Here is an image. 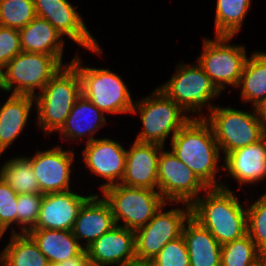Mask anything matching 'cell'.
<instances>
[{
  "instance_id": "obj_17",
  "label": "cell",
  "mask_w": 266,
  "mask_h": 266,
  "mask_svg": "<svg viewBox=\"0 0 266 266\" xmlns=\"http://www.w3.org/2000/svg\"><path fill=\"white\" fill-rule=\"evenodd\" d=\"M163 147L134 140L127 149L125 173L120 184L158 190V159Z\"/></svg>"
},
{
  "instance_id": "obj_34",
  "label": "cell",
  "mask_w": 266,
  "mask_h": 266,
  "mask_svg": "<svg viewBox=\"0 0 266 266\" xmlns=\"http://www.w3.org/2000/svg\"><path fill=\"white\" fill-rule=\"evenodd\" d=\"M17 197L18 194L0 178V229L4 234L11 227V233H18L13 228L17 226Z\"/></svg>"
},
{
  "instance_id": "obj_16",
  "label": "cell",
  "mask_w": 266,
  "mask_h": 266,
  "mask_svg": "<svg viewBox=\"0 0 266 266\" xmlns=\"http://www.w3.org/2000/svg\"><path fill=\"white\" fill-rule=\"evenodd\" d=\"M91 266H130L137 261L135 231L116 225L86 248Z\"/></svg>"
},
{
  "instance_id": "obj_40",
  "label": "cell",
  "mask_w": 266,
  "mask_h": 266,
  "mask_svg": "<svg viewBox=\"0 0 266 266\" xmlns=\"http://www.w3.org/2000/svg\"><path fill=\"white\" fill-rule=\"evenodd\" d=\"M4 67L0 64V91H3Z\"/></svg>"
},
{
  "instance_id": "obj_12",
  "label": "cell",
  "mask_w": 266,
  "mask_h": 266,
  "mask_svg": "<svg viewBox=\"0 0 266 266\" xmlns=\"http://www.w3.org/2000/svg\"><path fill=\"white\" fill-rule=\"evenodd\" d=\"M207 189L172 150L162 148L158 159V192L167 203L191 205Z\"/></svg>"
},
{
  "instance_id": "obj_21",
  "label": "cell",
  "mask_w": 266,
  "mask_h": 266,
  "mask_svg": "<svg viewBox=\"0 0 266 266\" xmlns=\"http://www.w3.org/2000/svg\"><path fill=\"white\" fill-rule=\"evenodd\" d=\"M105 115L89 99L81 95L76 100L64 125L58 131L61 134V141L68 139L79 143L86 138L85 143H87L95 140L94 136L98 133V129L105 127Z\"/></svg>"
},
{
  "instance_id": "obj_7",
  "label": "cell",
  "mask_w": 266,
  "mask_h": 266,
  "mask_svg": "<svg viewBox=\"0 0 266 266\" xmlns=\"http://www.w3.org/2000/svg\"><path fill=\"white\" fill-rule=\"evenodd\" d=\"M101 192L110 205L115 224L133 231L145 226L167 203L158 190L120 183L106 187Z\"/></svg>"
},
{
  "instance_id": "obj_24",
  "label": "cell",
  "mask_w": 266,
  "mask_h": 266,
  "mask_svg": "<svg viewBox=\"0 0 266 266\" xmlns=\"http://www.w3.org/2000/svg\"><path fill=\"white\" fill-rule=\"evenodd\" d=\"M19 35L22 51L52 55L63 61L66 38L47 20L36 16L19 30Z\"/></svg>"
},
{
  "instance_id": "obj_11",
  "label": "cell",
  "mask_w": 266,
  "mask_h": 266,
  "mask_svg": "<svg viewBox=\"0 0 266 266\" xmlns=\"http://www.w3.org/2000/svg\"><path fill=\"white\" fill-rule=\"evenodd\" d=\"M177 204L184 207L164 211L166 203L145 226L135 231L137 261L151 262L168 242L182 236L184 224L191 216V205Z\"/></svg>"
},
{
  "instance_id": "obj_27",
  "label": "cell",
  "mask_w": 266,
  "mask_h": 266,
  "mask_svg": "<svg viewBox=\"0 0 266 266\" xmlns=\"http://www.w3.org/2000/svg\"><path fill=\"white\" fill-rule=\"evenodd\" d=\"M1 266H50L46 256L28 233H11L0 252Z\"/></svg>"
},
{
  "instance_id": "obj_22",
  "label": "cell",
  "mask_w": 266,
  "mask_h": 266,
  "mask_svg": "<svg viewBox=\"0 0 266 266\" xmlns=\"http://www.w3.org/2000/svg\"><path fill=\"white\" fill-rule=\"evenodd\" d=\"M33 105V96L14 94H10L3 105L0 103V157L28 124Z\"/></svg>"
},
{
  "instance_id": "obj_25",
  "label": "cell",
  "mask_w": 266,
  "mask_h": 266,
  "mask_svg": "<svg viewBox=\"0 0 266 266\" xmlns=\"http://www.w3.org/2000/svg\"><path fill=\"white\" fill-rule=\"evenodd\" d=\"M28 234L46 256L50 266L73 258L84 250L70 230L31 229Z\"/></svg>"
},
{
  "instance_id": "obj_3",
  "label": "cell",
  "mask_w": 266,
  "mask_h": 266,
  "mask_svg": "<svg viewBox=\"0 0 266 266\" xmlns=\"http://www.w3.org/2000/svg\"><path fill=\"white\" fill-rule=\"evenodd\" d=\"M81 95L80 76L69 62L34 97L38 128L46 135L58 132Z\"/></svg>"
},
{
  "instance_id": "obj_26",
  "label": "cell",
  "mask_w": 266,
  "mask_h": 266,
  "mask_svg": "<svg viewBox=\"0 0 266 266\" xmlns=\"http://www.w3.org/2000/svg\"><path fill=\"white\" fill-rule=\"evenodd\" d=\"M237 87L242 102L252 107L266 97V52L253 51L247 58Z\"/></svg>"
},
{
  "instance_id": "obj_37",
  "label": "cell",
  "mask_w": 266,
  "mask_h": 266,
  "mask_svg": "<svg viewBox=\"0 0 266 266\" xmlns=\"http://www.w3.org/2000/svg\"><path fill=\"white\" fill-rule=\"evenodd\" d=\"M51 266H91V264L87 251L84 249L79 255Z\"/></svg>"
},
{
  "instance_id": "obj_23",
  "label": "cell",
  "mask_w": 266,
  "mask_h": 266,
  "mask_svg": "<svg viewBox=\"0 0 266 266\" xmlns=\"http://www.w3.org/2000/svg\"><path fill=\"white\" fill-rule=\"evenodd\" d=\"M182 236L188 250L190 266H221L222 245L192 216L184 224Z\"/></svg>"
},
{
  "instance_id": "obj_15",
  "label": "cell",
  "mask_w": 266,
  "mask_h": 266,
  "mask_svg": "<svg viewBox=\"0 0 266 266\" xmlns=\"http://www.w3.org/2000/svg\"><path fill=\"white\" fill-rule=\"evenodd\" d=\"M73 150H63L62 145L38 150L29 157L42 194L72 190L71 172L75 159Z\"/></svg>"
},
{
  "instance_id": "obj_2",
  "label": "cell",
  "mask_w": 266,
  "mask_h": 266,
  "mask_svg": "<svg viewBox=\"0 0 266 266\" xmlns=\"http://www.w3.org/2000/svg\"><path fill=\"white\" fill-rule=\"evenodd\" d=\"M170 143L171 150L177 158L208 188L221 187L222 182L216 178V174L223 169V164L218 163L223 159L212 128L204 118H191Z\"/></svg>"
},
{
  "instance_id": "obj_33",
  "label": "cell",
  "mask_w": 266,
  "mask_h": 266,
  "mask_svg": "<svg viewBox=\"0 0 266 266\" xmlns=\"http://www.w3.org/2000/svg\"><path fill=\"white\" fill-rule=\"evenodd\" d=\"M42 199L43 194H18L17 225L20 228L19 233H28L36 226Z\"/></svg>"
},
{
  "instance_id": "obj_10",
  "label": "cell",
  "mask_w": 266,
  "mask_h": 266,
  "mask_svg": "<svg viewBox=\"0 0 266 266\" xmlns=\"http://www.w3.org/2000/svg\"><path fill=\"white\" fill-rule=\"evenodd\" d=\"M233 37L215 35L214 39L204 38L203 51L197 59V63L221 92L228 86L237 88L248 58L245 46L229 43Z\"/></svg>"
},
{
  "instance_id": "obj_13",
  "label": "cell",
  "mask_w": 266,
  "mask_h": 266,
  "mask_svg": "<svg viewBox=\"0 0 266 266\" xmlns=\"http://www.w3.org/2000/svg\"><path fill=\"white\" fill-rule=\"evenodd\" d=\"M36 16L47 20L62 37L101 56L102 48L88 30L77 6L68 0H33Z\"/></svg>"
},
{
  "instance_id": "obj_19",
  "label": "cell",
  "mask_w": 266,
  "mask_h": 266,
  "mask_svg": "<svg viewBox=\"0 0 266 266\" xmlns=\"http://www.w3.org/2000/svg\"><path fill=\"white\" fill-rule=\"evenodd\" d=\"M222 171L239 183L238 190L245 184L266 181V135L257 143L228 153Z\"/></svg>"
},
{
  "instance_id": "obj_36",
  "label": "cell",
  "mask_w": 266,
  "mask_h": 266,
  "mask_svg": "<svg viewBox=\"0 0 266 266\" xmlns=\"http://www.w3.org/2000/svg\"><path fill=\"white\" fill-rule=\"evenodd\" d=\"M20 52L19 30L0 25V64L4 67Z\"/></svg>"
},
{
  "instance_id": "obj_18",
  "label": "cell",
  "mask_w": 266,
  "mask_h": 266,
  "mask_svg": "<svg viewBox=\"0 0 266 266\" xmlns=\"http://www.w3.org/2000/svg\"><path fill=\"white\" fill-rule=\"evenodd\" d=\"M75 191L43 194L39 218L33 229L70 230L83 203L91 196Z\"/></svg>"
},
{
  "instance_id": "obj_31",
  "label": "cell",
  "mask_w": 266,
  "mask_h": 266,
  "mask_svg": "<svg viewBox=\"0 0 266 266\" xmlns=\"http://www.w3.org/2000/svg\"><path fill=\"white\" fill-rule=\"evenodd\" d=\"M245 200L247 212V234L255 243L256 248L266 255V191L258 200L251 202Z\"/></svg>"
},
{
  "instance_id": "obj_38",
  "label": "cell",
  "mask_w": 266,
  "mask_h": 266,
  "mask_svg": "<svg viewBox=\"0 0 266 266\" xmlns=\"http://www.w3.org/2000/svg\"><path fill=\"white\" fill-rule=\"evenodd\" d=\"M256 115L266 130V97L254 106Z\"/></svg>"
},
{
  "instance_id": "obj_35",
  "label": "cell",
  "mask_w": 266,
  "mask_h": 266,
  "mask_svg": "<svg viewBox=\"0 0 266 266\" xmlns=\"http://www.w3.org/2000/svg\"><path fill=\"white\" fill-rule=\"evenodd\" d=\"M154 266H190L183 236L168 242L151 261Z\"/></svg>"
},
{
  "instance_id": "obj_4",
  "label": "cell",
  "mask_w": 266,
  "mask_h": 266,
  "mask_svg": "<svg viewBox=\"0 0 266 266\" xmlns=\"http://www.w3.org/2000/svg\"><path fill=\"white\" fill-rule=\"evenodd\" d=\"M175 69L171 78L158 88L176 102L190 118H205L203 109L206 107L210 114L215 107L210 102L223 92L216 87L197 61L190 65L181 61Z\"/></svg>"
},
{
  "instance_id": "obj_39",
  "label": "cell",
  "mask_w": 266,
  "mask_h": 266,
  "mask_svg": "<svg viewBox=\"0 0 266 266\" xmlns=\"http://www.w3.org/2000/svg\"><path fill=\"white\" fill-rule=\"evenodd\" d=\"M130 266H154L150 261H136Z\"/></svg>"
},
{
  "instance_id": "obj_1",
  "label": "cell",
  "mask_w": 266,
  "mask_h": 266,
  "mask_svg": "<svg viewBox=\"0 0 266 266\" xmlns=\"http://www.w3.org/2000/svg\"><path fill=\"white\" fill-rule=\"evenodd\" d=\"M191 204V216L211 232L220 245L247 234L246 206L222 181L219 188H208Z\"/></svg>"
},
{
  "instance_id": "obj_20",
  "label": "cell",
  "mask_w": 266,
  "mask_h": 266,
  "mask_svg": "<svg viewBox=\"0 0 266 266\" xmlns=\"http://www.w3.org/2000/svg\"><path fill=\"white\" fill-rule=\"evenodd\" d=\"M115 221L108 202L104 197L92 194L82 205L74 222L72 233L86 249L104 233L115 227ZM84 240L85 245H83ZM81 241V242H80Z\"/></svg>"
},
{
  "instance_id": "obj_32",
  "label": "cell",
  "mask_w": 266,
  "mask_h": 266,
  "mask_svg": "<svg viewBox=\"0 0 266 266\" xmlns=\"http://www.w3.org/2000/svg\"><path fill=\"white\" fill-rule=\"evenodd\" d=\"M36 17L33 0H0V25L20 30Z\"/></svg>"
},
{
  "instance_id": "obj_14",
  "label": "cell",
  "mask_w": 266,
  "mask_h": 266,
  "mask_svg": "<svg viewBox=\"0 0 266 266\" xmlns=\"http://www.w3.org/2000/svg\"><path fill=\"white\" fill-rule=\"evenodd\" d=\"M112 138H96L85 144L82 149V161L92 175L106 179L99 187L103 190L123 179L126 165L127 149Z\"/></svg>"
},
{
  "instance_id": "obj_42",
  "label": "cell",
  "mask_w": 266,
  "mask_h": 266,
  "mask_svg": "<svg viewBox=\"0 0 266 266\" xmlns=\"http://www.w3.org/2000/svg\"><path fill=\"white\" fill-rule=\"evenodd\" d=\"M3 236H4V233H3V232L1 231V229H0V239H2Z\"/></svg>"
},
{
  "instance_id": "obj_30",
  "label": "cell",
  "mask_w": 266,
  "mask_h": 266,
  "mask_svg": "<svg viewBox=\"0 0 266 266\" xmlns=\"http://www.w3.org/2000/svg\"><path fill=\"white\" fill-rule=\"evenodd\" d=\"M263 258L248 234L221 248V266H255Z\"/></svg>"
},
{
  "instance_id": "obj_29",
  "label": "cell",
  "mask_w": 266,
  "mask_h": 266,
  "mask_svg": "<svg viewBox=\"0 0 266 266\" xmlns=\"http://www.w3.org/2000/svg\"><path fill=\"white\" fill-rule=\"evenodd\" d=\"M252 0H217L215 10V35L235 36L242 29L244 19L251 9Z\"/></svg>"
},
{
  "instance_id": "obj_9",
  "label": "cell",
  "mask_w": 266,
  "mask_h": 266,
  "mask_svg": "<svg viewBox=\"0 0 266 266\" xmlns=\"http://www.w3.org/2000/svg\"><path fill=\"white\" fill-rule=\"evenodd\" d=\"M65 65L56 56L22 51L4 66L3 91L35 97Z\"/></svg>"
},
{
  "instance_id": "obj_6",
  "label": "cell",
  "mask_w": 266,
  "mask_h": 266,
  "mask_svg": "<svg viewBox=\"0 0 266 266\" xmlns=\"http://www.w3.org/2000/svg\"><path fill=\"white\" fill-rule=\"evenodd\" d=\"M132 115L139 114L142 128L135 141L165 146L191 119L184 110L158 87L149 96L134 102ZM172 135V136H171Z\"/></svg>"
},
{
  "instance_id": "obj_5",
  "label": "cell",
  "mask_w": 266,
  "mask_h": 266,
  "mask_svg": "<svg viewBox=\"0 0 266 266\" xmlns=\"http://www.w3.org/2000/svg\"><path fill=\"white\" fill-rule=\"evenodd\" d=\"M70 64L80 76L82 95L98 109L111 115L131 114L135 100L121 76L108 68L82 65L79 52L74 54Z\"/></svg>"
},
{
  "instance_id": "obj_8",
  "label": "cell",
  "mask_w": 266,
  "mask_h": 266,
  "mask_svg": "<svg viewBox=\"0 0 266 266\" xmlns=\"http://www.w3.org/2000/svg\"><path fill=\"white\" fill-rule=\"evenodd\" d=\"M238 110L231 107L215 106L205 120L212 128L223 158L230 152L257 143L266 135L255 109Z\"/></svg>"
},
{
  "instance_id": "obj_41",
  "label": "cell",
  "mask_w": 266,
  "mask_h": 266,
  "mask_svg": "<svg viewBox=\"0 0 266 266\" xmlns=\"http://www.w3.org/2000/svg\"><path fill=\"white\" fill-rule=\"evenodd\" d=\"M255 266H266V259H261Z\"/></svg>"
},
{
  "instance_id": "obj_28",
  "label": "cell",
  "mask_w": 266,
  "mask_h": 266,
  "mask_svg": "<svg viewBox=\"0 0 266 266\" xmlns=\"http://www.w3.org/2000/svg\"><path fill=\"white\" fill-rule=\"evenodd\" d=\"M0 178L17 194H42L29 155L15 156L5 161L0 166Z\"/></svg>"
}]
</instances>
